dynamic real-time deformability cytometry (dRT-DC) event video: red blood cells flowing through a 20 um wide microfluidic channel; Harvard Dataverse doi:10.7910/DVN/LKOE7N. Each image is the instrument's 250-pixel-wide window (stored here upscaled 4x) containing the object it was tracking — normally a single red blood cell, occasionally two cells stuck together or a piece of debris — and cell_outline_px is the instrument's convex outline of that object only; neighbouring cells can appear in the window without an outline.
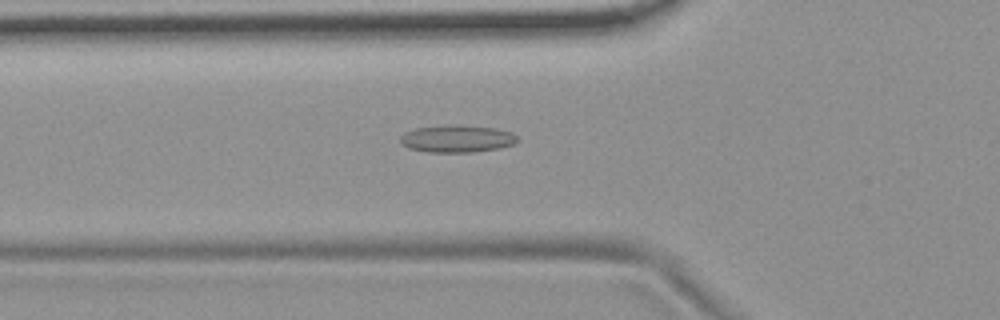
{"species": "common noctule bat (a hibernating species)", "species_latin": "Nyctalus noctula", "temperature_condition": "room temperature", "stored_images_in_passage": 54, "camera_frame_rate_fps": 3000, "um_per_image_px": 0.085, "animal": {"sex": "female", "body_mass_g": 19.9}, "frame": {"image": 1, "passage_image": 19, "time_ms": 6.0, "image_size_px": [1000, 320], "cell_outline_px": [[516, 140], [512, 144], [500, 148], [472, 152], [428, 152], [408, 148], [400, 144], [400, 136], [404, 132], [416, 128], [444, 124], [456, 124], [496, 128], [512, 132], [516, 136]], "centroid_in_image_um": [38.79, 11.78], "position_along_channel_um": 87.0, "area_um2": 18.84}}
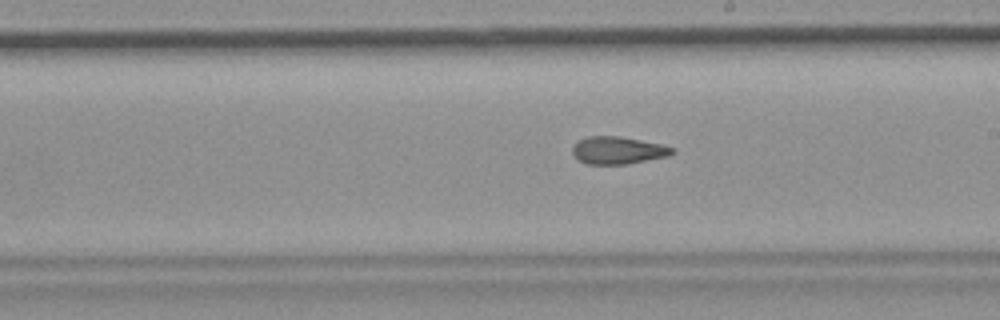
{"frame": {"image": 2, "passage_image": 31, "time_ms": 10.0, "image_size_px": [1000, 320], "cell_outline_px": [[676, 152], [668, 156], [628, 164], [588, 164], [572, 156], [572, 148], [576, 140], [588, 136], [620, 136], [660, 144], [672, 148]], "centroid_in_image_um": [52.48, 12.77], "position_along_channel_um": 236.5, "area_um2": 16.01}}
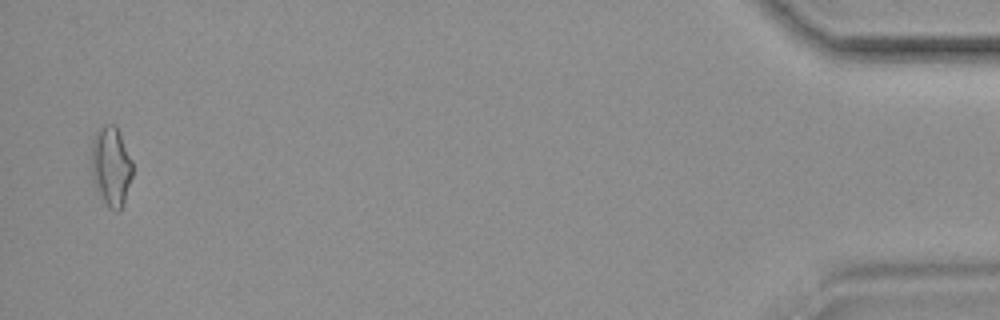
{"frame": {"image": 3, "passage_image": 53, "time_ms": 17.333, "image_size_px": [1000, 320], "cell_outline_px": [[132, 176], [120, 212], [116, 212], [108, 208], [96, 184], [92, 172], [92, 140], [96, 132], [104, 124], [116, 124], [120, 132], [132, 160]], "centroid_in_image_um": [9.47, 14.09], "position_along_channel_um": 425.7, "area_um2": 18.79}, "authors_computed_cell_mechanics": {"area_um2": 16.9643, "velocity_mm_per_s": 3.7376, "shape_relaxation_time_tau1_ms": null, "shape_relaxation_time_tau2_ms": 3.3173, "deformation_change_tau1": null, "deformation_change_tau2": 0.1196}}